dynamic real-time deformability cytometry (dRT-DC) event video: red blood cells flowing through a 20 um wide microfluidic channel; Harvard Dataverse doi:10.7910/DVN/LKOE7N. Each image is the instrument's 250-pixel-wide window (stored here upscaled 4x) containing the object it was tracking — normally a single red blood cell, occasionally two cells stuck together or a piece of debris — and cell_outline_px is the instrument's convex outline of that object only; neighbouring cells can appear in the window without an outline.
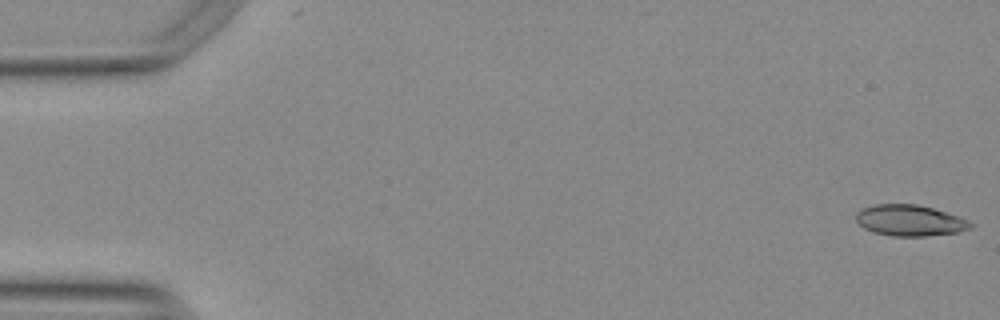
{"species": "Egyptian fruit bat (a non-hibernating species)", "species_latin": "Rousettus aegyptiacus", "temperature_condition": "warm", "stored_images_in_passage": 20, "camera_frame_rate_fps": 3000, "um_per_image_px": 0.085, "animal": {"sex": "female"}, "frame": {"image": 1, "passage_image": 1, "time_ms": 0.0, "image_size_px": [1000, 320], "cell_outline_px": [[972, 228], [960, 232], [924, 236], [892, 236], [872, 232], [864, 228], [856, 220], [856, 212], [872, 204], [916, 204], [932, 208], [960, 216], [968, 220], [972, 224]], "centroid_in_image_um": [77.34, 18.74], "position_along_channel_um": 7.7, "area_um2": 20.81}}
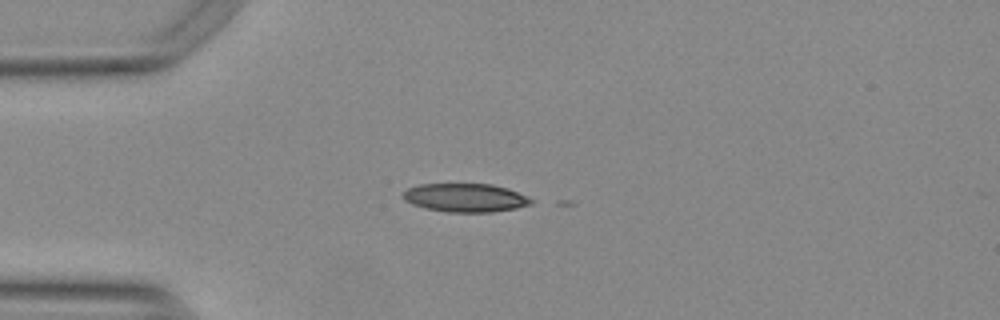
{"frame": {"image": 2, "passage_image": 14, "time_ms": 4.333, "image_size_px": [1000, 320], "cell_outline_px": [[532, 204], [516, 208], [492, 212], [448, 212], [428, 208], [412, 204], [404, 200], [404, 192], [408, 188], [420, 184], [492, 184], [508, 188], [528, 196], [532, 200]], "centroid_in_image_um": [39.59, 16.8], "position_along_channel_um": 45.4, "area_um2": 21.15}}
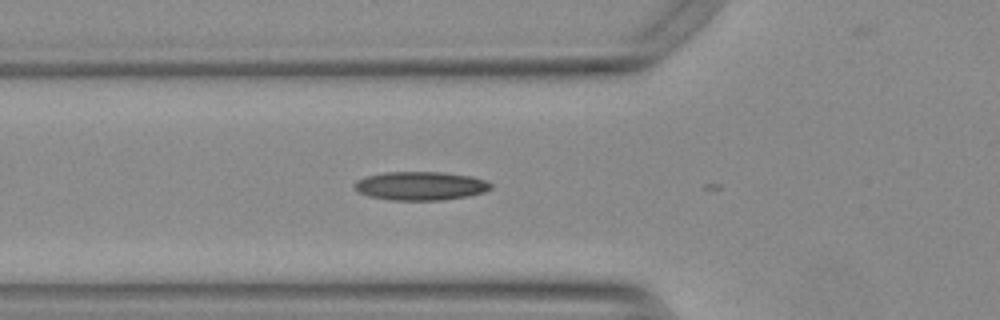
{"frame": {"image": 3, "passage_image": 19, "time_ms": 6.0, "image_size_px": [1000, 320], "cell_outline_px": [[492, 188], [484, 192], [468, 196], [444, 200], [392, 200], [368, 196], [352, 188], [352, 184], [356, 180], [368, 176], [384, 172], [440, 172], [472, 176], [488, 180], [492, 184]], "centroid_in_image_um": [35.75, 15.8], "position_along_channel_um": 90.0, "area_um2": 22.95}}